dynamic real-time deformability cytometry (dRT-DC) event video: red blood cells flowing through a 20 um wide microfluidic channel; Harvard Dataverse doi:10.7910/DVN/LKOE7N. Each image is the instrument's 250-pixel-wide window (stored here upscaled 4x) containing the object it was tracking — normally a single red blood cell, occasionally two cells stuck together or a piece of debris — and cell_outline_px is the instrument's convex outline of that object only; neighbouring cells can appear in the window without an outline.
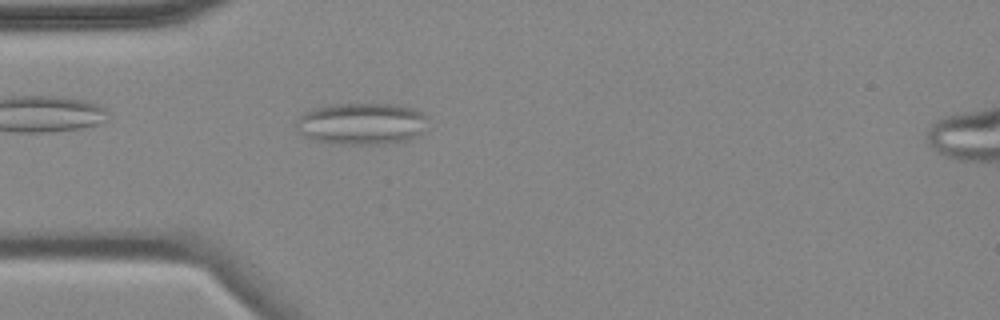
{"species": "common noctule bat (a hibernating species)", "species_latin": "Nyctalus noctula", "temperature_condition": "cold", "stored_images_in_passage": 4, "camera_frame_rate_fps": 3000, "um_per_image_px": 0.085, "animal": {"sex": "female", "body_mass_g": 18.4}, "frame": {"image": 1, "passage_image": 4, "time_ms": 4.333, "image_size_px": [1000, 320], "cell_outline_px": [[428, 116], [420, 132], [416, 136], [408, 140], [384, 144], [332, 144], [316, 140], [304, 136], [296, 128], [296, 120], [304, 112], [312, 108], [328, 104], [396, 104], [416, 108], [424, 112]], "centroid_in_image_um": [30.72, 10.5], "position_along_channel_um": 54.3, "area_um2": 32.37}}